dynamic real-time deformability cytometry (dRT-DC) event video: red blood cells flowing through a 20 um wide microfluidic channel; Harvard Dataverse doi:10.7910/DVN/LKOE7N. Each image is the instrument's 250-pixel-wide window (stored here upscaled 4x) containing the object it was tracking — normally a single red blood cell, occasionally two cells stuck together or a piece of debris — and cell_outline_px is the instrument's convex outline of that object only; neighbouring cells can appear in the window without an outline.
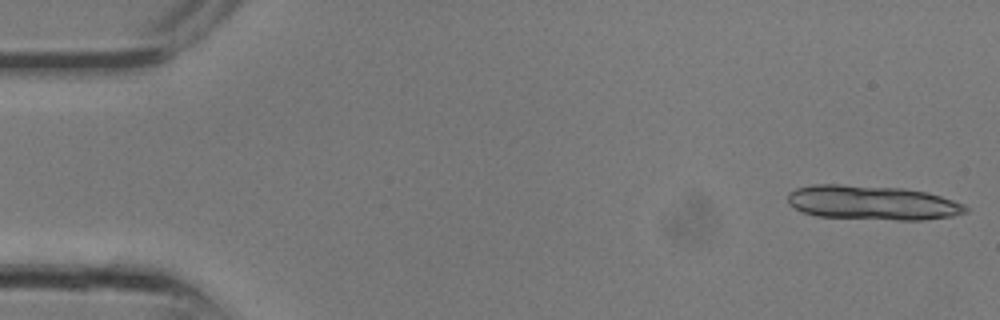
{"species": "common noctule bat (a hibernating species)", "species_latin": "Nyctalus noctula", "temperature_condition": "room temperature", "stored_images_in_passage": 10, "camera_frame_rate_fps": 3000, "um_per_image_px": 0.085, "animal": {"sex": "male", "body_mass_g": 13.3}, "frame": {"image": 1, "passage_image": 1, "time_ms": 0.0, "image_size_px": [1000, 320], "cell_outline_px": [[968, 212], [952, 216], [924, 220], [896, 220], [816, 216], [800, 212], [788, 204], [788, 192], [796, 188], [812, 184], [840, 184], [904, 188], [928, 192], [964, 204], [968, 208]], "centroid_in_image_um": [74.12, 17.23], "position_along_channel_um": 10.9, "area_um2": 36.01}}
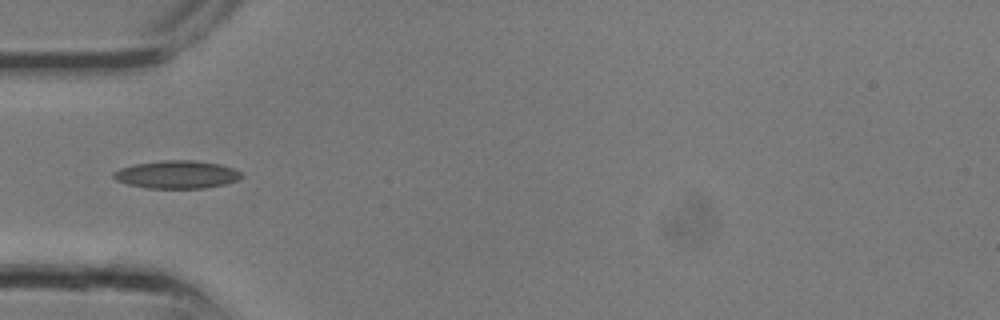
{"frame": {"image": 2, "passage_image": 9, "time_ms": 2.667, "image_size_px": [1000, 320], "cell_outline_px": [[244, 176], [236, 180], [224, 184], [204, 188], [148, 188], [128, 184], [116, 180], [112, 176], [112, 172], [120, 168], [136, 164], [164, 160], [192, 160], [220, 164], [232, 168], [240, 172]], "centroid_in_image_um": [15.02, 14.83], "position_along_channel_um": 70.0, "area_um2": 20.63}}